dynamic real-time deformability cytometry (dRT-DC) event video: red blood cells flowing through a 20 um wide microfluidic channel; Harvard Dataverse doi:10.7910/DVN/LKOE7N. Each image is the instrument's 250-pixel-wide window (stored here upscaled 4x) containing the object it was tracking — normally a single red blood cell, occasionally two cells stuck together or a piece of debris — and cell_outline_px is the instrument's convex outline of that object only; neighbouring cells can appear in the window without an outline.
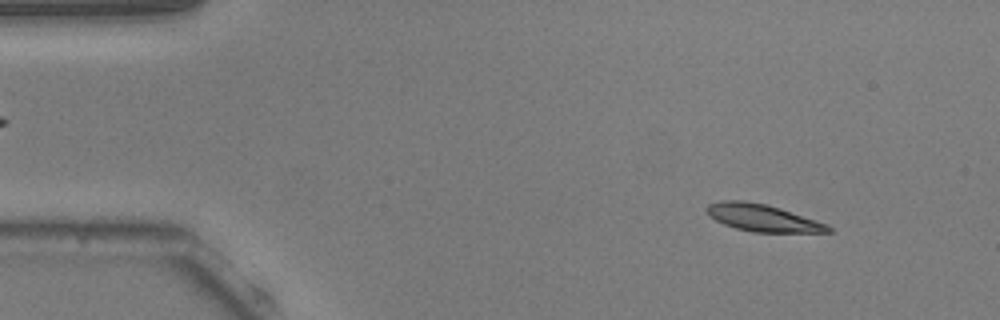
{"species": "common noctule bat (a hibernating species)", "species_latin": "Nyctalus noctula", "temperature_condition": "warm", "stored_images_in_passage": 52, "camera_frame_rate_fps": 3000, "um_per_image_px": 0.085, "animal": {"sex": "male", "body_mass_g": 20.5, "forearm_length_mm": 52.5}, "frame": {"image": 1, "passage_image": 5, "time_ms": 1.333, "image_size_px": [1000, 320], "cell_outline_px": [[836, 232], [752, 232], [736, 228], [724, 224], [708, 216], [704, 208], [708, 204], [724, 200], [744, 200], [768, 204], [828, 224]], "centroid_in_image_um": [64.81, 18.51], "position_along_channel_um": 20.2, "area_um2": 19.36}}
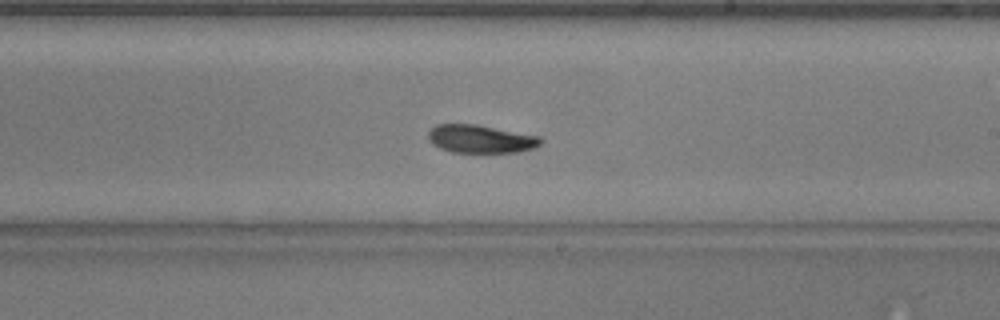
{"frame": {"image": 2, "passage_image": 30, "time_ms": 9.667, "image_size_px": [1000, 320], "cell_outline_px": [[544, 140], [536, 148], [516, 152], [452, 152], [440, 148], [432, 144], [428, 140], [428, 132], [436, 124], [476, 124], [540, 136]], "centroid_in_image_um": [40.86, 11.81], "position_along_channel_um": 248.1, "area_um2": 18.5}}
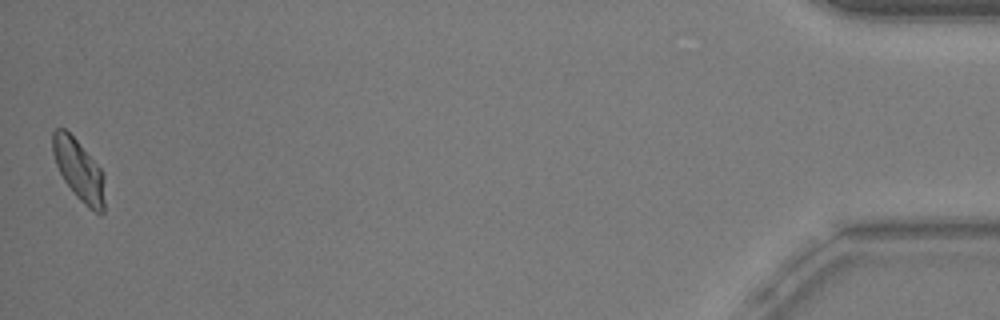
{"frame": {"image": 3, "passage_image": 52, "time_ms": 17.0, "image_size_px": [1000, 320], "cell_outline_px": [[104, 212], [100, 216], [88, 208], [76, 196], [64, 180], [56, 164], [52, 152], [52, 132], [56, 128], [64, 128], [76, 140], [104, 172]], "centroid_in_image_um": [6.72, 14.49], "position_along_channel_um": 428.5, "area_um2": 18.55}, "authors_computed_cell_mechanics": {"area_um2": 18.9295, "velocity_mm_per_s": 3.7644, "shape_relaxation_time_tau1_ms": 5.1217, "shape_relaxation_time_tau2_ms": 9.5529, "deformation_change_tau1": 0.1597, "deformation_change_tau2": 0.1617}}